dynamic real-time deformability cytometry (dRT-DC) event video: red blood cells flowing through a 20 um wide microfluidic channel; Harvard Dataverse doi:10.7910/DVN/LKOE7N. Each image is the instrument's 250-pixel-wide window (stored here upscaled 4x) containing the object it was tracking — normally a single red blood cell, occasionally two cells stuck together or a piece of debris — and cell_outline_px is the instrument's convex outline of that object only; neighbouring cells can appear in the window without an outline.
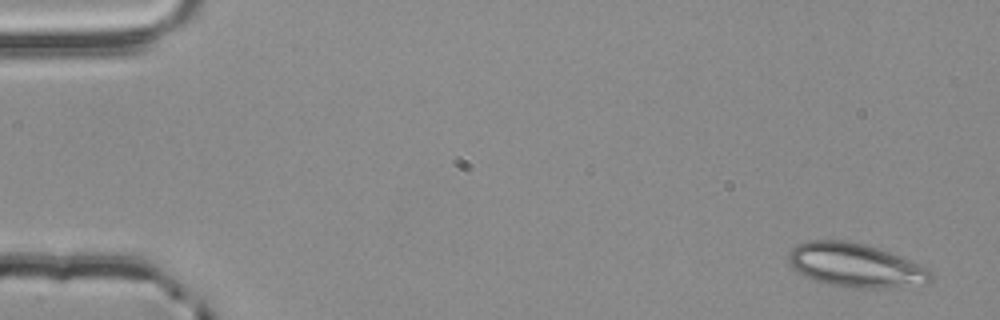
{"species": "common noctule bat (a hibernating species)", "species_latin": "Nyctalus noctula", "temperature_condition": "room temperature", "stored_images_in_passage": 4, "camera_frame_rate_fps": 3000, "um_per_image_px": 0.085, "animal": {"sex": "male", "body_mass_g": 20.4}, "frame": {"image": 1, "passage_image": 1, "time_ms": 0.0, "image_size_px": [1000, 320], "cell_outline_px": [[936, 276], [928, 284], [884, 288], [852, 288], [832, 284], [816, 280], [792, 268], [788, 260], [788, 252], [796, 244], [808, 240], [844, 240], [864, 244], [900, 256], [928, 268]], "centroid_in_image_um": [72.75, 22.55], "position_along_channel_um": 12.2, "area_um2": 36.3}}